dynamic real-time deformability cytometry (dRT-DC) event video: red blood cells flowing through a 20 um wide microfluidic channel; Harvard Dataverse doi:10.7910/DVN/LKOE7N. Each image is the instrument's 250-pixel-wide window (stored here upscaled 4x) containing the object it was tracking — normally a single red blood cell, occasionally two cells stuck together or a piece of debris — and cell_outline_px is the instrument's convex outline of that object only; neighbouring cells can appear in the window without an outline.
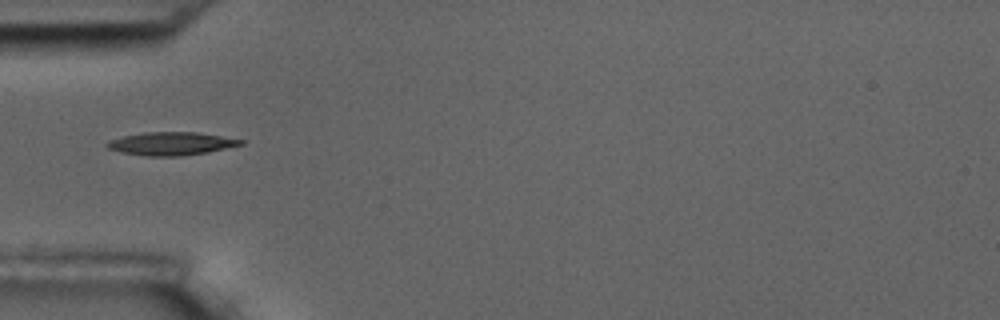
{"species": "common noctule bat (a hibernating species)", "species_latin": "Nyctalus noctula", "temperature_condition": "room temperature", "stored_images_in_passage": 9, "camera_frame_rate_fps": 3000, "um_per_image_px": 0.085, "animal": {"sex": "male", "body_mass_g": 17.5, "forearm_length_mm": 52.3}, "frame": {"image": 1, "passage_image": 6, "time_ms": 5.667, "image_size_px": [1000, 320], "cell_outline_px": [[244, 144], [208, 152], [184, 156], [148, 156], [120, 152], [108, 148], [104, 144], [112, 140], [124, 136], [144, 132], [196, 132], [244, 140]], "centroid_in_image_um": [14.56, 12.21], "position_along_channel_um": 70.4, "area_um2": 17.86}}
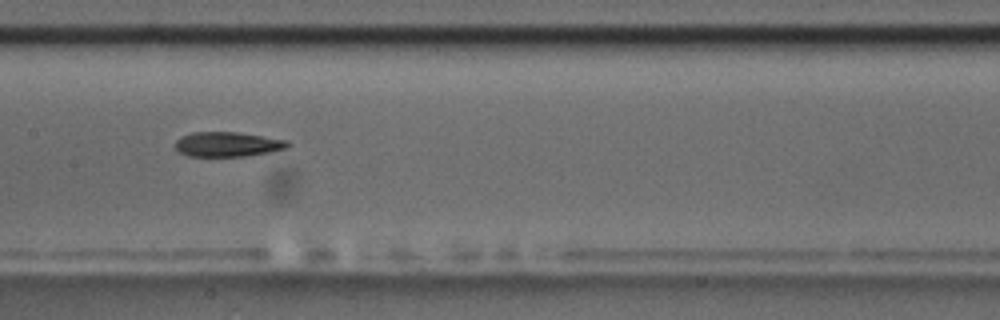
{"frame": {"image": 2, "passage_image": 9, "time_ms": 9.0, "image_size_px": [1000, 320], "cell_outline_px": [[292, 144], [288, 148], [248, 156], [188, 156], [180, 152], [176, 148], [176, 140], [180, 136], [192, 132], [236, 132], [288, 140]], "centroid_in_image_um": [19.36, 12.26], "position_along_channel_um": 188.0, "area_um2": 16.24}}